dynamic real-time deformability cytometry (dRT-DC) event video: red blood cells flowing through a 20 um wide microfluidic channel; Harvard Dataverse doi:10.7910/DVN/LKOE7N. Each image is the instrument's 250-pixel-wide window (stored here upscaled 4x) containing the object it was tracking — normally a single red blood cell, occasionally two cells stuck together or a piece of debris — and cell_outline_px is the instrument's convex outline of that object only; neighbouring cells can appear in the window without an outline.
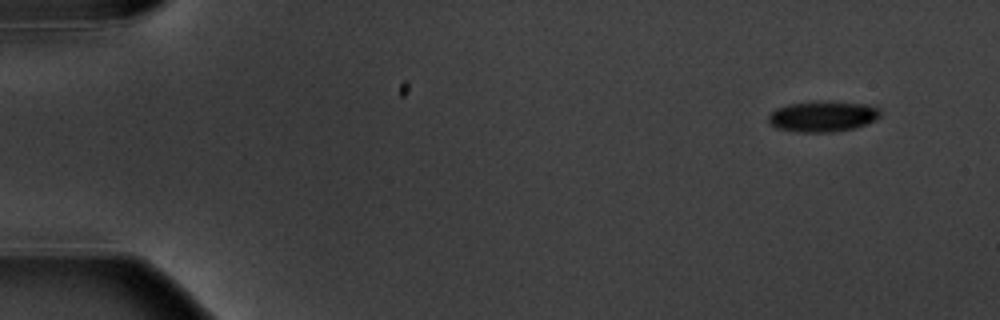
{"species": "common noctule bat (a hibernating species)", "species_latin": "Nyctalus noctula", "temperature_condition": "warm", "stored_images_in_passage": 5, "camera_frame_rate_fps": 3000, "um_per_image_px": 0.085, "animal": {"sex": "male", "body_mass_g": 20.1, "forearm_length_mm": 53.5}, "frame": {"image": 1, "passage_image": 1, "time_ms": 0.0, "image_size_px": [1000, 320], "cell_outline_px": [[880, 116], [876, 120], [856, 128], [832, 132], [796, 132], [776, 128], [768, 120], [768, 116], [776, 108], [788, 104], [816, 100], [868, 104], [880, 108]], "centroid_in_image_um": [69.95, 9.88], "position_along_channel_um": 15.0, "area_um2": 20.35}}
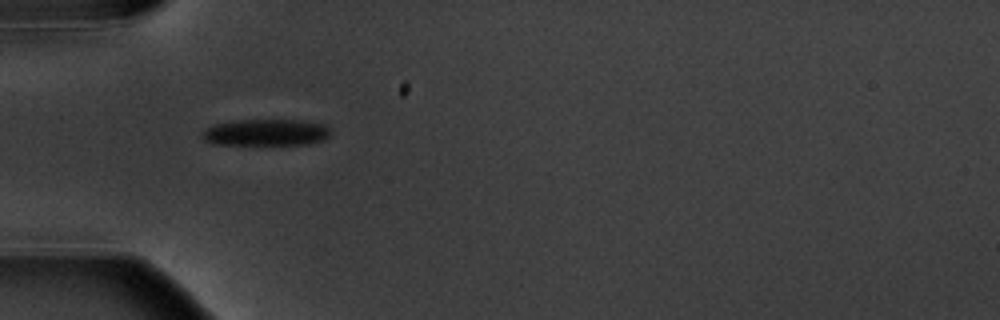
{"frame": {"image": 2, "passage_image": 4, "time_ms": 4.667, "image_size_px": [1000, 320], "cell_outline_px": [[332, 128], [328, 136], [324, 140], [308, 144], [212, 144], [204, 140], [200, 136], [200, 132], [204, 128], [212, 124], [232, 120], [300, 120], [324, 124]], "centroid_in_image_um": [22.55, 11.25], "position_along_channel_um": 62.4, "area_um2": 20.23}}